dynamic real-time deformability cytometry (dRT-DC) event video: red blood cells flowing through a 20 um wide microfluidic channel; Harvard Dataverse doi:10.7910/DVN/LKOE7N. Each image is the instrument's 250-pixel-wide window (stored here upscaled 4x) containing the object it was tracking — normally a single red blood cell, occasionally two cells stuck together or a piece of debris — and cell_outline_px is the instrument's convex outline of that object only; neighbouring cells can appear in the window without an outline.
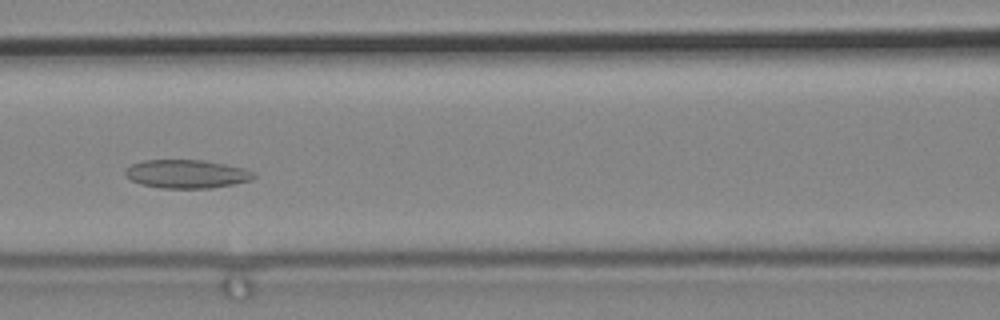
{"species": "common noctule bat (a hibernating species)", "species_latin": "Nyctalus noctula", "temperature_condition": "cold", "stored_images_in_passage": 12, "camera_frame_rate_fps": 3000, "um_per_image_px": 0.085, "animal": {"sex": "male", "body_mass_g": 19.2, "forearm_length_mm": 51.8}, "frame": {"image": 1, "passage_image": 6, "time_ms": 1.667, "image_size_px": [1000, 320], "cell_outline_px": [[256, 176], [252, 180], [212, 188], [160, 188], [140, 184], [132, 180], [124, 172], [124, 168], [132, 164], [144, 160], [204, 160], [244, 168], [256, 172]], "centroid_in_image_um": [15.88, 14.78], "position_along_channel_um": 150.7, "area_um2": 21.39}}
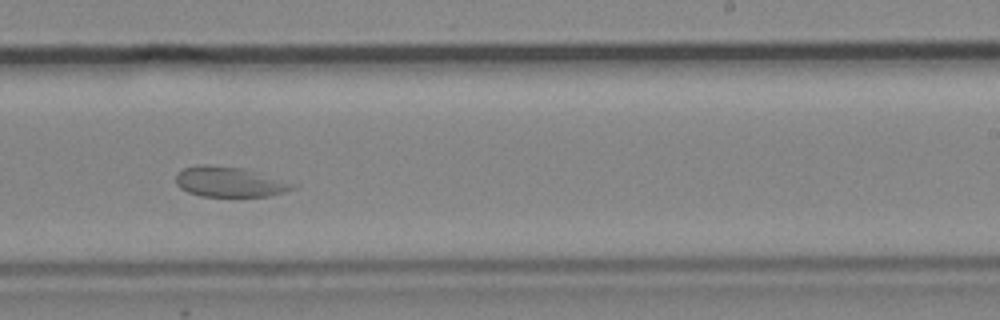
{"frame": {"image": 2, "passage_image": 9, "time_ms": 2.667, "image_size_px": [1000, 320], "cell_outline_px": [[300, 184], [296, 188], [284, 192], [268, 196], [200, 196], [188, 192], [180, 188], [176, 184], [176, 176], [184, 168], [200, 164], [204, 164], [244, 168]], "centroid_in_image_um": [19.56, 15.46], "position_along_channel_um": 269.4, "area_um2": 20.69}}
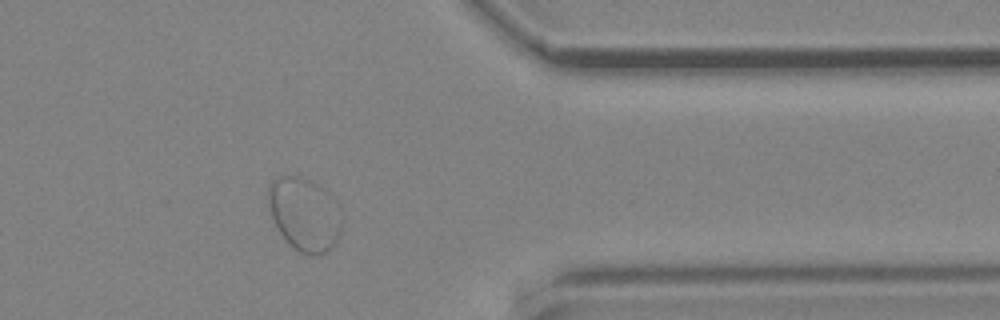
{"frame": {"image": 3, "passage_image": 12, "time_ms": 3.667, "image_size_px": [1000, 320], "cell_outline_px": [[340, 232], [332, 248], [328, 252], [312, 256], [300, 252], [280, 232], [272, 216], [268, 200], [268, 188], [272, 180], [276, 176], [296, 176], [320, 184], [340, 224]], "centroid_in_image_um": [25.79, 18.22], "position_along_channel_um": 385.6, "area_um2": 29.82}}